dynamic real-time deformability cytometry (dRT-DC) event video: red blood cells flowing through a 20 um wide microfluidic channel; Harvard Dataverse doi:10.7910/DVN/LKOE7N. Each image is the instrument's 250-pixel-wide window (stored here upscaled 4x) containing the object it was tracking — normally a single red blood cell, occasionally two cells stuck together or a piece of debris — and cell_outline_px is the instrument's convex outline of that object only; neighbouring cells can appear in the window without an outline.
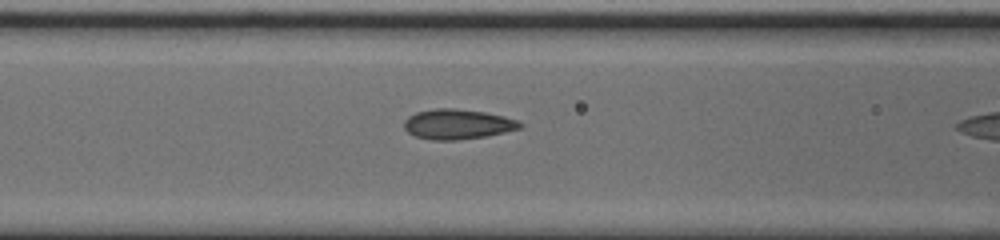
{"species": "common noctule bat (a hibernating species)", "species_latin": "Nyctalus noctula", "temperature_condition": "cold", "stored_images_in_passage": 11, "camera_frame_rate_fps": 3000, "um_per_image_px": 0.085, "animal": {"sex": "male", "body_mass_g": 20.0, "forearm_length_mm": 53.3}, "frame": {"image": 1, "passage_image": 10, "time_ms": 3.0, "image_size_px": [1000, 240], "cell_outline_px": [[524, 124], [520, 128], [504, 132], [484, 136], [456, 140], [432, 140], [416, 136], [408, 132], [404, 128], [404, 120], [408, 116], [416, 112], [436, 108], [452, 108], [484, 112], [504, 116], [516, 120]], "centroid_in_image_um": [38.86, 10.55], "position_along_channel_um": 127.7, "area_um2": 20.11}}